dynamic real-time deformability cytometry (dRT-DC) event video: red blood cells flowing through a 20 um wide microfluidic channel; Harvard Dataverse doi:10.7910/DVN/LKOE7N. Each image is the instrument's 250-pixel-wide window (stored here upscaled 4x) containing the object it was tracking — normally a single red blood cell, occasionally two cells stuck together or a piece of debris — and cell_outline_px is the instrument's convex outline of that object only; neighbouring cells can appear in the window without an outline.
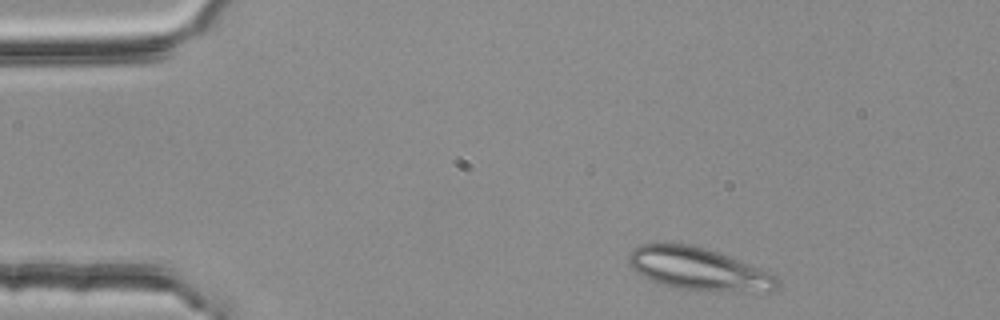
{"species": "common noctule bat (a hibernating species)", "species_latin": "Nyctalus noctula", "temperature_condition": "room temperature", "stored_images_in_passage": 2, "camera_frame_rate_fps": 3000, "um_per_image_px": 0.085, "animal": {"sex": "female", "body_mass_g": 25.1}, "frame": {"image": 1, "passage_image": 1, "time_ms": 0.0, "image_size_px": [1000, 320], "cell_outline_px": [[780, 284], [776, 288], [680, 288], [660, 284], [636, 272], [632, 268], [628, 260], [628, 252], [632, 248], [640, 244], [688, 244], [704, 248], [728, 256], [772, 272], [780, 280]], "centroid_in_image_um": [59.24, 22.78], "position_along_channel_um": 25.8, "area_um2": 34.91}}